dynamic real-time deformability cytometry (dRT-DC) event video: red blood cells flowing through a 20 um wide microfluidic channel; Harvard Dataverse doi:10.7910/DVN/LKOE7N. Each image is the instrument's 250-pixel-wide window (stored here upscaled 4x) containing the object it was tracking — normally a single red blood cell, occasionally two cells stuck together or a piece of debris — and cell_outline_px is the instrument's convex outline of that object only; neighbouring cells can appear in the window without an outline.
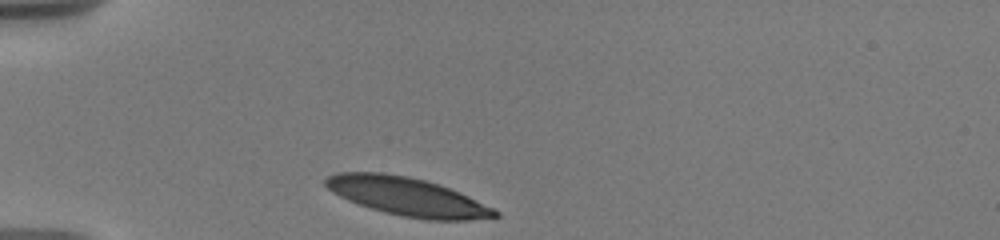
{"species": "human", "species_latin": "Homo sapiens", "temperature_condition": "warm", "stored_images_in_passage": 3, "camera_frame_rate_fps": 3000, "um_per_image_px": 0.085, "donor": {"sex": "male"}, "frame": {"image": 1, "passage_image": 1, "time_ms": 0.0, "image_size_px": [1000, 240], "cell_outline_px": [[500, 216], [468, 220], [428, 220], [404, 216], [384, 212], [348, 200], [332, 192], [324, 184], [324, 180], [328, 176], [336, 172], [384, 172], [408, 176], [424, 180], [448, 188], [492, 208], [500, 212]], "centroid_in_image_um": [34.56, 16.7], "position_along_channel_um": 50.4, "area_um2": 37.22}}
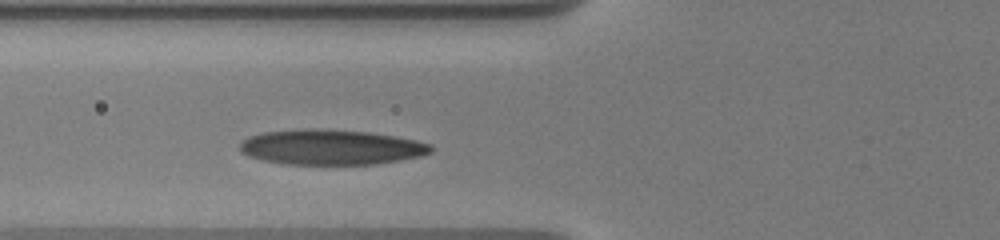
{"frame": {"image": 2, "passage_image": 3, "time_ms": 2.0, "image_size_px": [1000, 240], "cell_outline_px": [[432, 152], [420, 156], [400, 160], [376, 164], [288, 164], [264, 160], [248, 156], [240, 148], [240, 144], [248, 136], [264, 132], [304, 128], [312, 128], [368, 132], [396, 136], [416, 140], [432, 144]], "centroid_in_image_um": [28.17, 12.5], "position_along_channel_um": 97.6, "area_um2": 39.07}}